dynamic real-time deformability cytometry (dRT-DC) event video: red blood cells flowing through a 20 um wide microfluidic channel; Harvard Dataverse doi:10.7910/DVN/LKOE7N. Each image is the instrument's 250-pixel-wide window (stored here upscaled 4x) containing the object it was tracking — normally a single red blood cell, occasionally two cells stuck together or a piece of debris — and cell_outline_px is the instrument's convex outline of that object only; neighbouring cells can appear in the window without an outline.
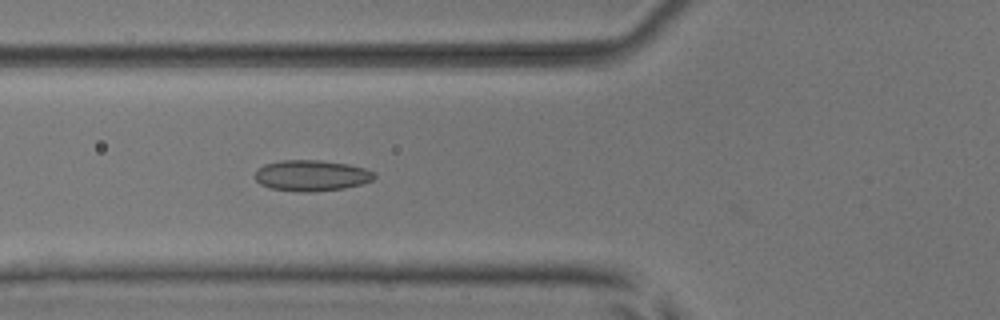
{"species": "common noctule bat (a hibernating species)", "species_latin": "Nyctalus noctula", "temperature_condition": "room temperature", "stored_images_in_passage": 48, "camera_frame_rate_fps": 3000, "um_per_image_px": 0.085, "animal": {"sex": "male", "body_mass_g": 17.9, "forearm_length_mm": 54.2}, "frame": {"image": 1, "passage_image": 15, "time_ms": 4.667, "image_size_px": [1000, 320], "cell_outline_px": [[376, 176], [372, 180], [360, 184], [344, 188], [312, 192], [300, 192], [268, 188], [260, 184], [256, 180], [256, 168], [264, 164], [280, 160], [320, 160], [348, 164], [364, 168], [376, 172]], "centroid_in_image_um": [26.46, 14.92], "position_along_channel_um": 99.3, "area_um2": 21.68}}
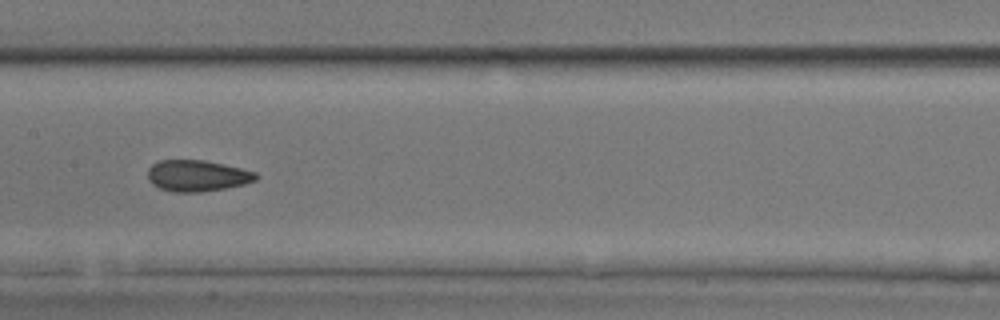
{"frame": {"image": 2, "passage_image": 22, "time_ms": 7.0, "image_size_px": [1000, 320], "cell_outline_px": [[260, 176], [256, 180], [244, 184], [224, 188], [200, 192], [176, 192], [160, 188], [152, 184], [148, 180], [148, 168], [152, 164], [160, 160], [204, 160], [224, 164], [256, 172]], "centroid_in_image_um": [16.76, 14.93], "position_along_channel_um": 190.6, "area_um2": 19.71}}
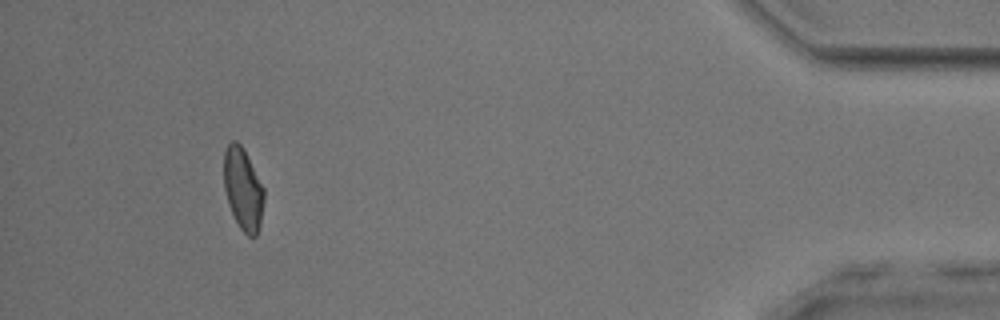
{"frame": {"image": 3, "passage_image": 44, "time_ms": 14.333, "image_size_px": [1000, 320], "cell_outline_px": [[264, 200], [260, 224], [256, 236], [248, 236], [240, 228], [228, 204], [224, 188], [224, 152], [228, 144], [232, 140], [236, 140], [244, 148], [264, 188]], "centroid_in_image_um": [20.66, 16.04], "position_along_channel_um": 414.5, "area_um2": 19.19}, "authors_computed_cell_mechanics": {"area_um2": 19.941, "velocity_mm_per_s": 3.911, "shape_relaxation_time_tau1_ms": 8.999, "shape_relaxation_time_tau2_ms": 1.755, "deformation_change_tau1": 0.186, "deformation_change_tau2": 0.0662}}